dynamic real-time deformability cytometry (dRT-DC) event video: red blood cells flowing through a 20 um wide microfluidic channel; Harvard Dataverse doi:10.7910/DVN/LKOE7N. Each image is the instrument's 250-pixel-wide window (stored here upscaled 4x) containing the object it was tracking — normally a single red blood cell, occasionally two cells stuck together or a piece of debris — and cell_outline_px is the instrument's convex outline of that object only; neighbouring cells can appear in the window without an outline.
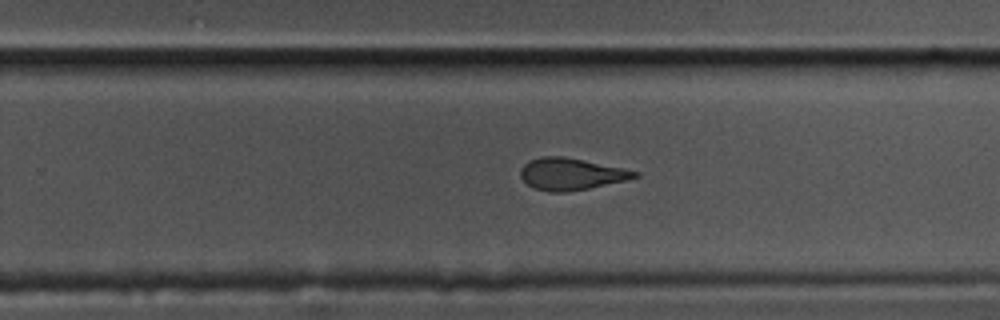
{"species": "common noctule bat (a hibernating species)", "species_latin": "Nyctalus noctula", "temperature_condition": "cold", "stored_images_in_passage": 37, "camera_frame_rate_fps": 3000, "um_per_image_px": 0.085, "animal": {"sex": "male", "body_mass_g": 17.5, "forearm_length_mm": 52.3}, "frame": {"image": 1, "passage_image": 20, "time_ms": 6.333, "image_size_px": [1000, 320], "cell_outline_px": [[640, 176], [624, 180], [588, 188], [564, 192], [548, 192], [532, 188], [520, 176], [520, 168], [528, 160], [540, 156], [564, 156], [584, 160], [640, 172]], "centroid_in_image_um": [48.48, 14.78], "position_along_channel_um": 281.3, "area_um2": 21.1}}
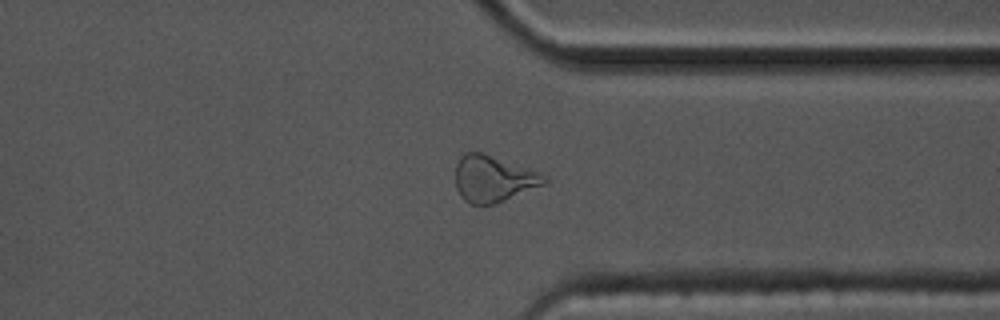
{"frame": {"image": 2, "passage_image": 28, "time_ms": 9.0, "image_size_px": [1000, 320], "cell_outline_px": [[548, 180], [544, 184], [504, 200], [492, 204], [472, 204], [464, 200], [460, 196], [456, 188], [456, 164], [460, 156], [464, 152], [480, 152], [548, 176]], "centroid_in_image_um": [41.88, 15.2], "position_along_channel_um": 369.5, "area_um2": 23.47}}
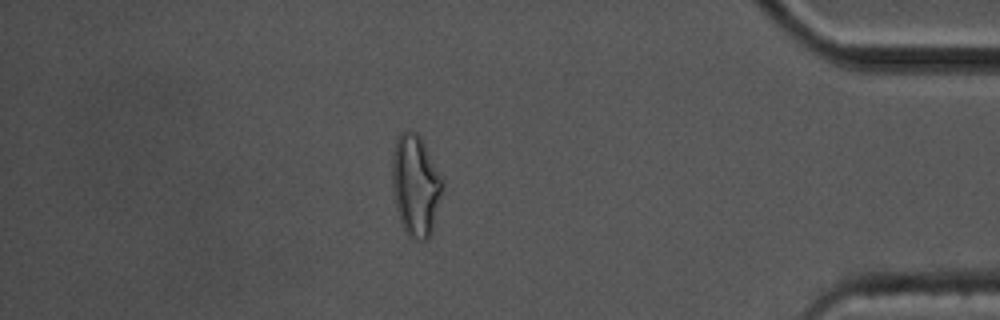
{"frame": {"image": 3, "passage_image": 34, "time_ms": 11.0, "image_size_px": [1000, 320], "cell_outline_px": [[444, 188], [432, 232], [424, 240], [412, 240], [404, 232], [396, 208], [392, 184], [392, 156], [396, 136], [400, 132], [416, 132], [420, 136], [444, 180]], "centroid_in_image_um": [35.33, 15.78], "position_along_channel_um": 399.9, "area_um2": 30.06}}